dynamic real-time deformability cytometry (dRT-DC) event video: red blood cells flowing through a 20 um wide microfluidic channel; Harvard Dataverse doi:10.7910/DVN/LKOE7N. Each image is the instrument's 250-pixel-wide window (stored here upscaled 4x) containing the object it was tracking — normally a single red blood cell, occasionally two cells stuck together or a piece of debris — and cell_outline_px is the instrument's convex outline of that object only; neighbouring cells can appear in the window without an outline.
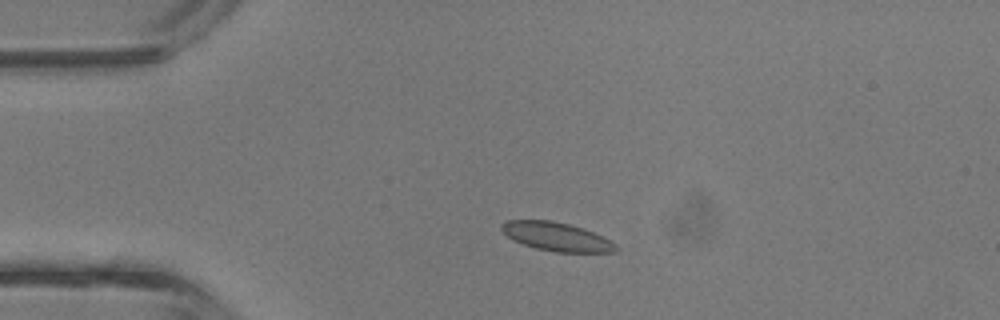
{"species": "common noctule bat (a hibernating species)", "species_latin": "Nyctalus noctula", "temperature_condition": "room temperature", "stored_images_in_passage": 3, "camera_frame_rate_fps": 3000, "um_per_image_px": 0.085, "animal": {"sex": "male", "body_mass_g": 13.3}, "frame": {"image": 1, "passage_image": 2, "time_ms": 0.333, "image_size_px": [1000, 320], "cell_outline_px": [[620, 248], [616, 252], [556, 252], [536, 248], [512, 240], [500, 228], [500, 224], [508, 220], [552, 220], [584, 228], [616, 244]], "centroid_in_image_um": [47.3, 20.11], "position_along_channel_um": 37.7, "area_um2": 18.96}}